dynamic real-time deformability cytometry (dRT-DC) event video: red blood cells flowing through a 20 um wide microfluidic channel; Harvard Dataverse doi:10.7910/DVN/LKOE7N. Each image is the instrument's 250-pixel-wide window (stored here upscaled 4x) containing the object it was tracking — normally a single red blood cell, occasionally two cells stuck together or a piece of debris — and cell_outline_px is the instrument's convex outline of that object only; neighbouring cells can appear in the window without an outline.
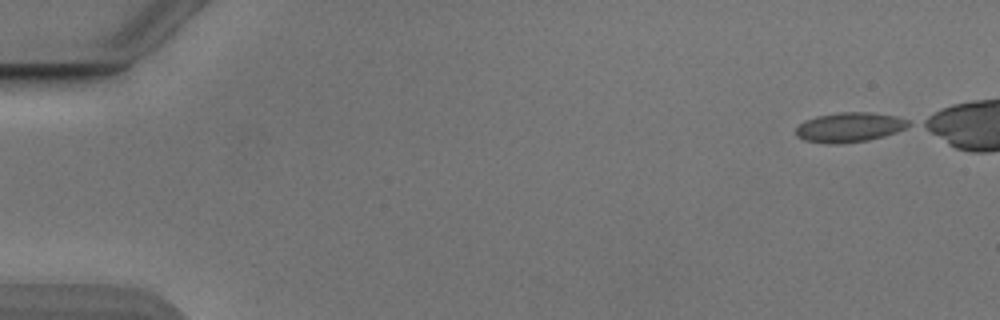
{"species": "Egyptian fruit bat (a non-hibernating species)", "species_latin": "Rousettus aegyptiacus", "temperature_condition": "cold", "stored_images_in_passage": 45, "camera_frame_rate_fps": 3000, "um_per_image_px": 0.085, "animal": {"sex": "male"}, "frame": {"image": 1, "passage_image": 1, "time_ms": 0.0, "image_size_px": [1000, 320], "cell_outline_px": [[912, 124], [896, 132], [884, 136], [868, 140], [840, 144], [828, 144], [804, 140], [796, 136], [796, 128], [804, 120], [816, 116], [840, 112], [868, 112], [896, 116], [908, 120]], "centroid_in_image_um": [72.19, 10.82], "position_along_channel_um": 12.8, "area_um2": 19.54}}
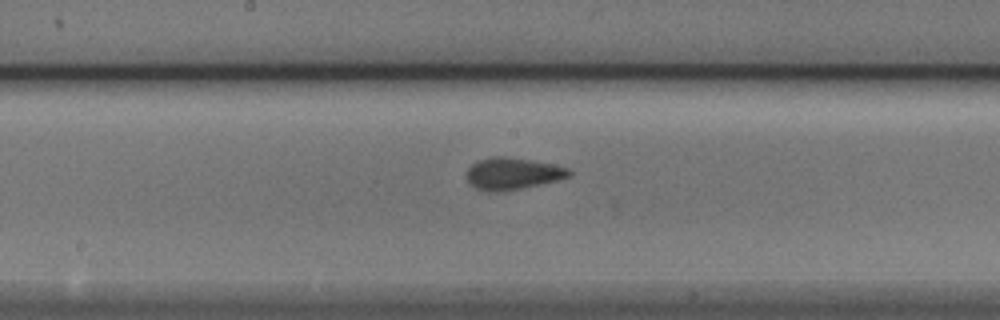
{"frame": {"image": 2, "passage_image": 26, "time_ms": 8.333, "image_size_px": [1000, 320], "cell_outline_px": [[572, 176], [556, 180], [520, 188], [500, 192], [488, 192], [476, 188], [468, 180], [468, 168], [472, 164], [480, 160], [492, 156], [504, 156], [552, 164], [568, 168], [572, 172]], "centroid_in_image_um": [43.57, 14.75], "position_along_channel_um": 204.6, "area_um2": 18.67}}
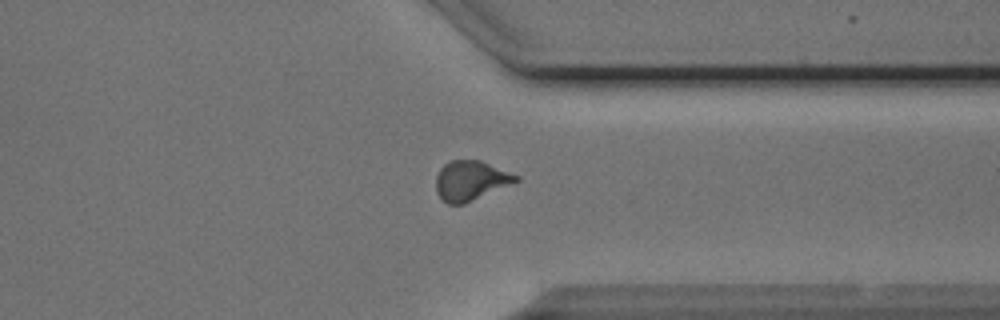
{"frame": {"image": 3, "passage_image": 39, "time_ms": 12.667, "image_size_px": [1000, 320], "cell_outline_px": [[520, 180], [464, 204], [448, 204], [436, 192], [436, 176], [440, 168], [444, 164], [452, 160], [480, 160], [520, 176]], "centroid_in_image_um": [40.0, 15.34], "position_along_channel_um": 371.4, "area_um2": 18.38}, "authors_computed_cell_mechanics": {"area_um2": 18.5538, "velocity_mm_per_s": 3.8734, "shape_relaxation_time_tau1_ms": 7.1692, "shape_relaxation_time_tau2_ms": 1.4165, "deformation_change_tau1": 0.1446, "deformation_change_tau2": 0.0422}}